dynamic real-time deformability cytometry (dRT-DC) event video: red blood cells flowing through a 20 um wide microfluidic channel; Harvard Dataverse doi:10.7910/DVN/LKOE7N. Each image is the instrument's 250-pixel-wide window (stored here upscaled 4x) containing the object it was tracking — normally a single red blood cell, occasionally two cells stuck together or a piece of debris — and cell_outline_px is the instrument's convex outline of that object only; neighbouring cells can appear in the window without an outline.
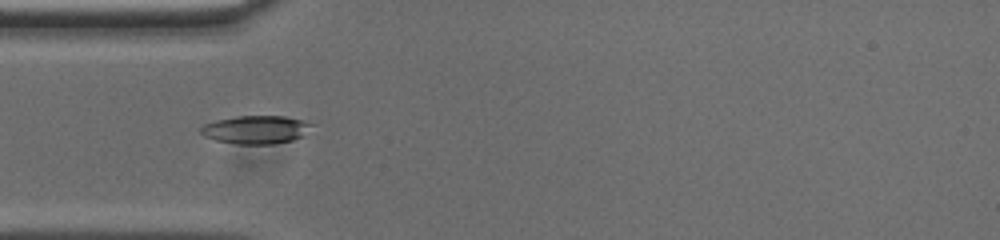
{"species": "common noctule bat (a hibernating species)", "species_latin": "Nyctalus noctula", "temperature_condition": "cold", "stored_images_in_passage": 52, "segment_of_instrument_passage": [1, 2], "camera_frame_rate_fps": 3000, "um_per_image_px": 0.085, "animal": {"sex": "male", "body_mass_g": 20.0, "forearm_length_mm": 53.3}, "frame": {"image": 1, "passage_image": 14, "time_ms": 4.333, "image_size_px": [1000, 240], "cell_outline_px": [[312, 124], [304, 136], [292, 140], [272, 144], [236, 144], [216, 140], [204, 136], [200, 132], [200, 128], [204, 124], [216, 120], [236, 116], [284, 116], [304, 120]], "centroid_in_image_um": [21.74, 11.02], "position_along_channel_um": 63.3, "area_um2": 18.21}}
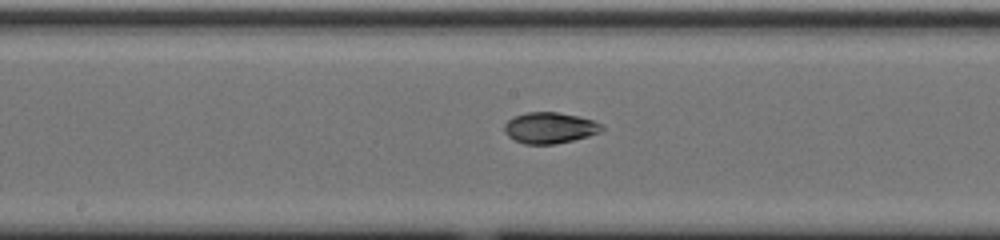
{"frame": {"image": 2, "passage_image": 25, "time_ms": 8.0, "image_size_px": [1000, 240], "cell_outline_px": [[604, 128], [600, 132], [588, 136], [556, 144], [524, 144], [508, 136], [504, 132], [504, 124], [512, 116], [528, 112], [556, 112], [576, 116], [592, 120], [600, 124]], "centroid_in_image_um": [46.69, 10.87], "position_along_channel_um": 201.5, "area_um2": 17.51}}
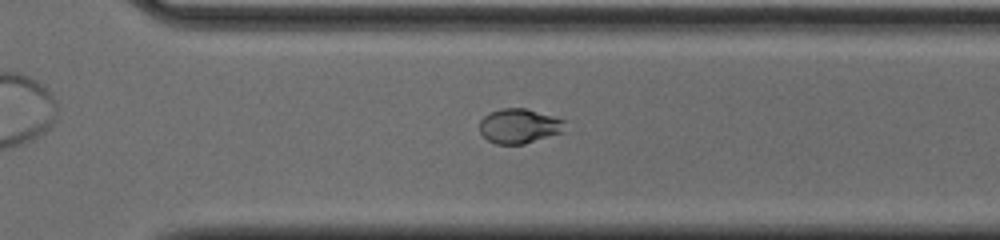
{"frame": {"image": 3, "passage_image": 35, "time_ms": 11.333, "image_size_px": [1000, 240], "cell_outline_px": [[568, 120], [564, 132], [524, 144], [496, 144], [488, 140], [480, 132], [480, 120], [484, 116], [500, 108], [524, 108]], "centroid_in_image_um": [44.18, 10.71], "position_along_channel_um": 326.4, "area_um2": 17.4}}